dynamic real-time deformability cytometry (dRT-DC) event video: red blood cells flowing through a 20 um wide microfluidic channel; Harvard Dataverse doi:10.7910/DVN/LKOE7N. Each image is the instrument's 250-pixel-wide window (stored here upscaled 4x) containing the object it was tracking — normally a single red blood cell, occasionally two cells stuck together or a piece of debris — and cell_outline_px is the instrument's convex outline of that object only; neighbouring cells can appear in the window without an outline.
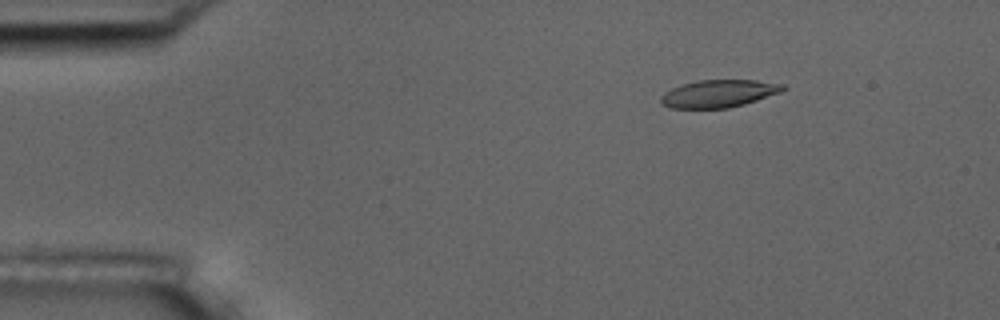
{"species": "common noctule bat (a hibernating species)", "species_latin": "Nyctalus noctula", "temperature_condition": "room temperature", "stored_images_in_passage": 3, "camera_frame_rate_fps": 3000, "um_per_image_px": 0.085, "animal": {"sex": "male", "body_mass_g": 17.5, "forearm_length_mm": 52.3}, "frame": {"image": 1, "passage_image": 1, "time_ms": 0.0, "image_size_px": [1000, 320], "cell_outline_px": [[788, 88], [780, 92], [744, 104], [728, 108], [672, 108], [664, 104], [660, 100], [660, 96], [664, 92], [672, 88], [696, 80], [756, 80], [784, 84]], "centroid_in_image_um": [61.1, 7.94], "position_along_channel_um": 23.9, "area_um2": 19.48}}